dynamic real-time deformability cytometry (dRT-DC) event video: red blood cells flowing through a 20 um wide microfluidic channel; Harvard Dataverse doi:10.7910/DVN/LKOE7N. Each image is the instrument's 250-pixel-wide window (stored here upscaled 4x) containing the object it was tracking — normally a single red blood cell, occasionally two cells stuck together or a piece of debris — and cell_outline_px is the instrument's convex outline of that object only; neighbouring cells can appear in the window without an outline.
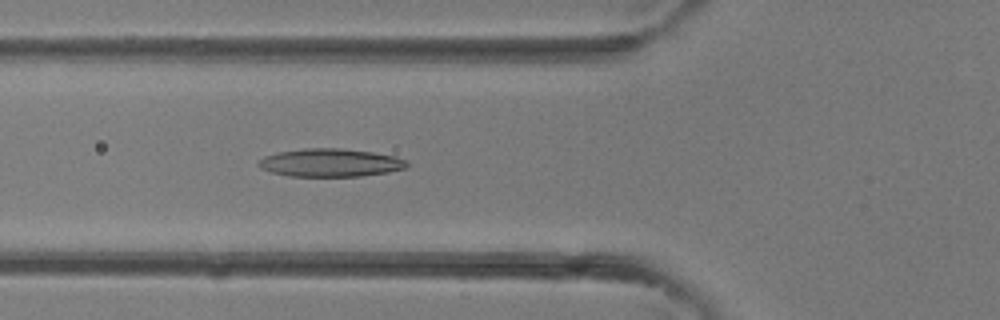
{"species": "common noctule bat (a hibernating species)", "species_latin": "Nyctalus noctula", "temperature_condition": "room temperature", "stored_images_in_passage": 28, "camera_frame_rate_fps": 3000, "um_per_image_px": 0.085, "animal": {"sex": "female"}, "frame": {"image": 1, "passage_image": 5, "time_ms": 1.333, "image_size_px": [1000, 320], "cell_outline_px": [[408, 168], [388, 172], [360, 176], [288, 176], [272, 172], [260, 168], [256, 164], [264, 156], [276, 152], [304, 148], [340, 148], [372, 152], [396, 156], [408, 160]], "centroid_in_image_um": [28.09, 13.82], "position_along_channel_um": 97.7, "area_um2": 24.45}}
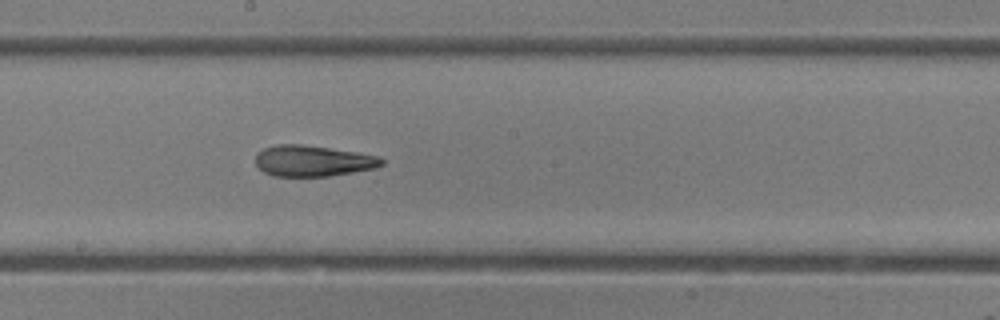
{"frame": {"image": 2, "passage_image": 12, "time_ms": 3.667, "image_size_px": [1000, 320], "cell_outline_px": [[384, 164], [376, 168], [328, 176], [272, 176], [264, 172], [256, 164], [256, 152], [264, 148], [276, 144], [300, 144], [356, 152], [380, 156], [384, 160]], "centroid_in_image_um": [26.59, 13.67], "position_along_channel_um": 221.6, "area_um2": 22.77}}
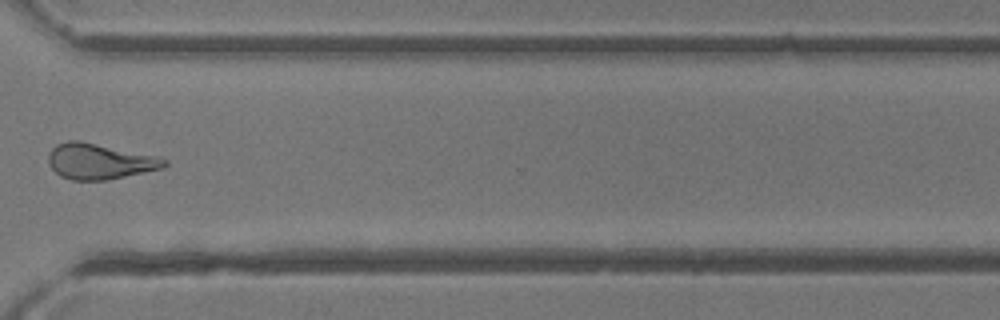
{"frame": {"image": 3, "passage_image": 20, "time_ms": 6.333, "image_size_px": [1000, 320], "cell_outline_px": [[168, 164], [164, 168], [108, 180], [72, 180], [60, 176], [48, 164], [48, 156], [52, 148], [56, 144], [68, 140], [80, 140], [160, 156], [168, 160]], "centroid_in_image_um": [8.5, 13.71], "position_along_channel_um": 362.1, "area_um2": 24.45}}